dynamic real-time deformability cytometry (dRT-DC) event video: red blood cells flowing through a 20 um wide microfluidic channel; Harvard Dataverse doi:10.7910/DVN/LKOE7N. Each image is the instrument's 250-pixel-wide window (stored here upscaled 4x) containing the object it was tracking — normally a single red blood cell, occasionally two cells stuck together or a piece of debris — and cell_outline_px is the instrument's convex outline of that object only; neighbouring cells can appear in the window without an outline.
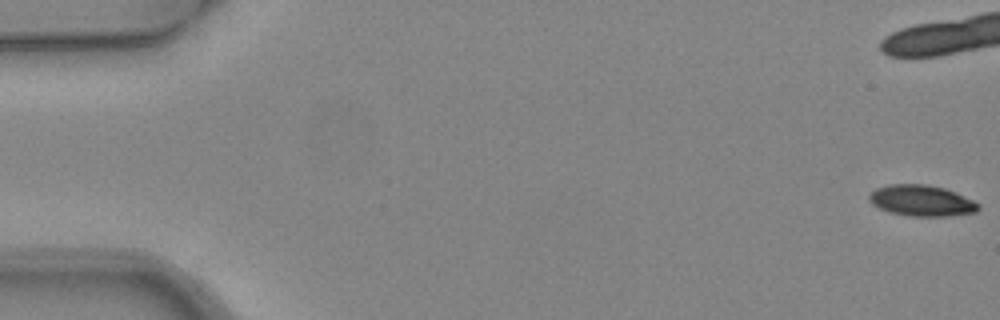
{"species": "common noctule bat (a hibernating species)", "species_latin": "Nyctalus noctula", "temperature_condition": "warm", "stored_images_in_passage": 7, "camera_frame_rate_fps": 3000, "um_per_image_px": 0.085, "animal": {"sex": "female", "body_mass_g": 24.6, "forearm_length_mm": 56.2}, "frame": {"image": 1, "passage_image": 1, "time_ms": 0.0, "image_size_px": [1000, 320], "cell_outline_px": [[980, 208], [976, 212], [948, 216], [908, 216], [888, 212], [872, 204], [868, 200], [868, 196], [876, 188], [888, 184], [928, 184], [944, 188], [972, 200], [980, 204]], "centroid_in_image_um": [78.31, 17.06], "position_along_channel_um": 6.7, "area_um2": 19.77}}
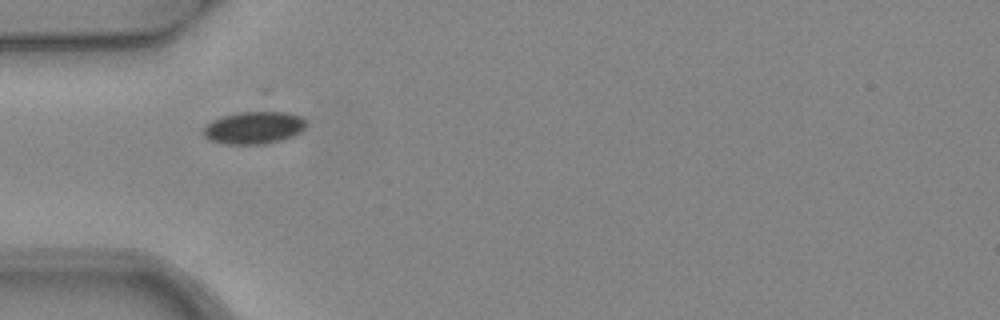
{"frame": {"image": 2, "passage_image": 6, "time_ms": 1.667, "image_size_px": [1000, 320], "cell_outline_px": [[308, 124], [300, 132], [292, 136], [280, 140], [264, 144], [224, 144], [208, 140], [200, 132], [204, 124], [212, 120], [224, 116], [240, 112], [288, 112], [300, 116]], "centroid_in_image_um": [21.52, 10.86], "position_along_channel_um": 63.5, "area_um2": 19.59}}